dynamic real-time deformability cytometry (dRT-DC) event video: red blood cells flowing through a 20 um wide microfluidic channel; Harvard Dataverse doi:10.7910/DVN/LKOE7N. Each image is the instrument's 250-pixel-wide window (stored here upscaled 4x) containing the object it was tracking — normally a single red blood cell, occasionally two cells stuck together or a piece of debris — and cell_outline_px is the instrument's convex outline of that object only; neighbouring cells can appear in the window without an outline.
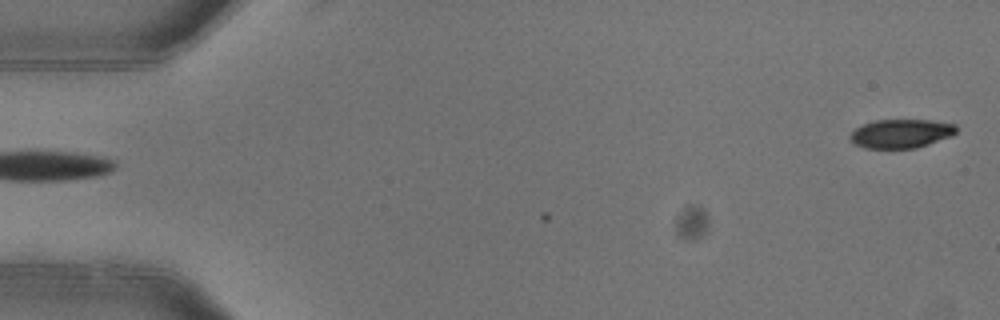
{"species": "common noctule bat (a hibernating species)", "species_latin": "Nyctalus noctula", "temperature_condition": "warm", "stored_images_in_passage": 2, "camera_frame_rate_fps": 3000, "um_per_image_px": 0.085, "animal": {"sex": "female"}, "frame": {"image": 1, "passage_image": 1, "time_ms": 0.0, "image_size_px": [1000, 320], "cell_outline_px": [[956, 132], [952, 136], [916, 148], [864, 148], [856, 144], [848, 136], [856, 128], [864, 124], [876, 120], [928, 120], [956, 124]], "centroid_in_image_um": [76.6, 11.35], "position_along_channel_um": 8.4, "area_um2": 17.69}}